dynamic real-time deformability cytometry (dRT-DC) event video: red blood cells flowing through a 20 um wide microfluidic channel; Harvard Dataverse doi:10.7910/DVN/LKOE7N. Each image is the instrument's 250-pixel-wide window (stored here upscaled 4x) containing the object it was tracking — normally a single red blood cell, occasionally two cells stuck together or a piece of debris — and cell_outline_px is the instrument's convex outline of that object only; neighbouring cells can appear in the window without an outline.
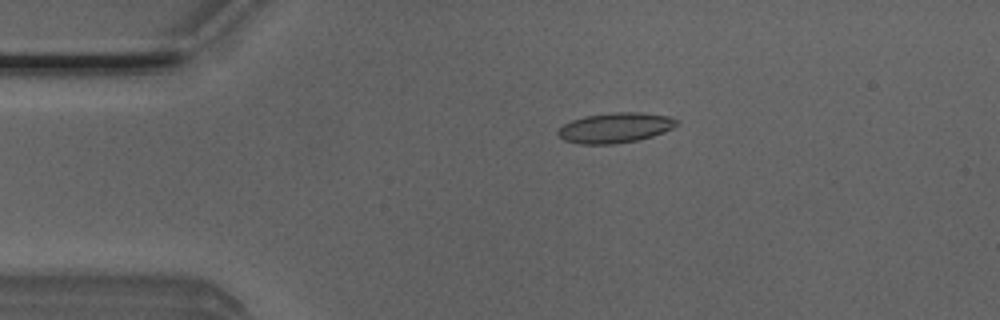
{"species": "Egyptian fruit bat (a non-hibernating species)", "species_latin": "Rousettus aegyptiacus", "temperature_condition": "room temperature", "stored_images_in_passage": 42, "camera_frame_rate_fps": 3000, "um_per_image_px": 0.085, "animal": {"sex": "male"}, "frame": {"image": 1, "passage_image": 1, "time_ms": 0.0, "image_size_px": [1000, 320], "cell_outline_px": [[680, 124], [664, 132], [652, 136], [636, 140], [612, 144], [580, 144], [564, 140], [556, 132], [564, 124], [572, 120], [584, 116], [612, 112], [640, 112], [668, 116], [680, 120]], "centroid_in_image_um": [52.32, 10.85], "position_along_channel_um": 32.7, "area_um2": 20.87}}
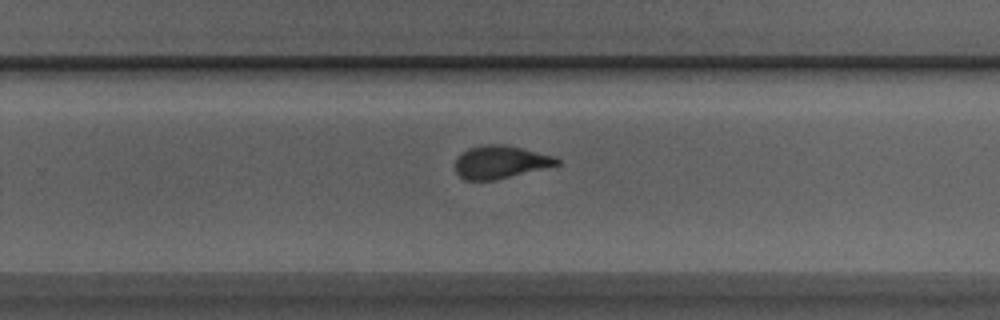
{"frame": {"image": 2, "passage_image": 23, "time_ms": 7.333, "image_size_px": [1000, 320], "cell_outline_px": [[560, 164], [496, 180], [464, 180], [456, 172], [456, 156], [468, 148], [484, 144], [504, 144], [556, 156], [560, 160]], "centroid_in_image_um": [42.52, 13.77], "position_along_channel_um": 287.3, "area_um2": 19.54}}
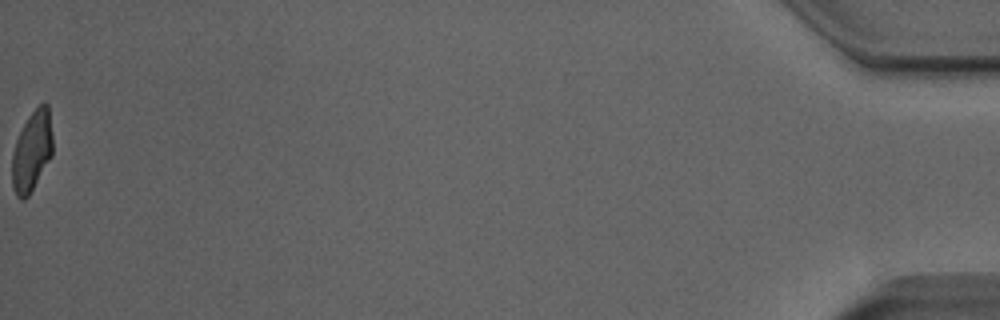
{"frame": {"image": 3, "passage_image": 42, "time_ms": 13.667, "image_size_px": [1000, 320], "cell_outline_px": [[52, 156], [28, 196], [24, 200], [20, 200], [16, 196], [12, 184], [12, 152], [16, 140], [28, 116], [40, 104], [48, 104], [52, 136]], "centroid_in_image_um": [2.7, 12.87], "position_along_channel_um": 432.5, "area_um2": 18.9}, "authors_computed_cell_mechanics": {"area_um2": 20.0277, "velocity_mm_per_s": 4.0245, "shape_relaxation_time_tau1_ms": 5.2074, "shape_relaxation_time_tau2_ms": 1.241, "deformation_change_tau1": 0.1829, "deformation_change_tau2": 0.0811}}